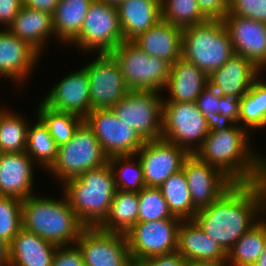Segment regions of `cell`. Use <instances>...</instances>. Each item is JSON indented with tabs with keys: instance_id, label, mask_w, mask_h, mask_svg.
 Here are the masks:
<instances>
[{
	"instance_id": "ac0fdd59",
	"label": "cell",
	"mask_w": 266,
	"mask_h": 266,
	"mask_svg": "<svg viewBox=\"0 0 266 266\" xmlns=\"http://www.w3.org/2000/svg\"><path fill=\"white\" fill-rule=\"evenodd\" d=\"M47 107L85 118L91 111L90 81L84 68L62 78L41 101Z\"/></svg>"
},
{
	"instance_id": "ffe728a7",
	"label": "cell",
	"mask_w": 266,
	"mask_h": 266,
	"mask_svg": "<svg viewBox=\"0 0 266 266\" xmlns=\"http://www.w3.org/2000/svg\"><path fill=\"white\" fill-rule=\"evenodd\" d=\"M260 72L248 59L234 54L221 68L208 75V84L221 96L241 99Z\"/></svg>"
},
{
	"instance_id": "603a6c76",
	"label": "cell",
	"mask_w": 266,
	"mask_h": 266,
	"mask_svg": "<svg viewBox=\"0 0 266 266\" xmlns=\"http://www.w3.org/2000/svg\"><path fill=\"white\" fill-rule=\"evenodd\" d=\"M177 251L188 261L226 262L227 253L206 235L194 220H182L178 229Z\"/></svg>"
},
{
	"instance_id": "52a82bcc",
	"label": "cell",
	"mask_w": 266,
	"mask_h": 266,
	"mask_svg": "<svg viewBox=\"0 0 266 266\" xmlns=\"http://www.w3.org/2000/svg\"><path fill=\"white\" fill-rule=\"evenodd\" d=\"M108 162L94 132L83 122L69 142L58 147L57 157L47 172L61 184Z\"/></svg>"
},
{
	"instance_id": "5b68a950",
	"label": "cell",
	"mask_w": 266,
	"mask_h": 266,
	"mask_svg": "<svg viewBox=\"0 0 266 266\" xmlns=\"http://www.w3.org/2000/svg\"><path fill=\"white\" fill-rule=\"evenodd\" d=\"M234 55L223 20H207L182 29V57L204 73L221 68Z\"/></svg>"
},
{
	"instance_id": "7a4b0ae2",
	"label": "cell",
	"mask_w": 266,
	"mask_h": 266,
	"mask_svg": "<svg viewBox=\"0 0 266 266\" xmlns=\"http://www.w3.org/2000/svg\"><path fill=\"white\" fill-rule=\"evenodd\" d=\"M247 131L236 123L215 122L194 154L234 183L259 182L260 156L251 151L249 135L252 133Z\"/></svg>"
},
{
	"instance_id": "ba28073f",
	"label": "cell",
	"mask_w": 266,
	"mask_h": 266,
	"mask_svg": "<svg viewBox=\"0 0 266 266\" xmlns=\"http://www.w3.org/2000/svg\"><path fill=\"white\" fill-rule=\"evenodd\" d=\"M162 119L161 138L189 154H194L201 147L212 126L195 102L163 101Z\"/></svg>"
},
{
	"instance_id": "836d02e7",
	"label": "cell",
	"mask_w": 266,
	"mask_h": 266,
	"mask_svg": "<svg viewBox=\"0 0 266 266\" xmlns=\"http://www.w3.org/2000/svg\"><path fill=\"white\" fill-rule=\"evenodd\" d=\"M18 113L0 109V152L1 153H21L26 150L27 122Z\"/></svg>"
},
{
	"instance_id": "60d3db41",
	"label": "cell",
	"mask_w": 266,
	"mask_h": 266,
	"mask_svg": "<svg viewBox=\"0 0 266 266\" xmlns=\"http://www.w3.org/2000/svg\"><path fill=\"white\" fill-rule=\"evenodd\" d=\"M195 103L204 118L211 124L220 122V94L213 87L207 84Z\"/></svg>"
},
{
	"instance_id": "f5cc1de1",
	"label": "cell",
	"mask_w": 266,
	"mask_h": 266,
	"mask_svg": "<svg viewBox=\"0 0 266 266\" xmlns=\"http://www.w3.org/2000/svg\"><path fill=\"white\" fill-rule=\"evenodd\" d=\"M98 1L106 3L110 6L118 7L120 4H122L126 0H98Z\"/></svg>"
},
{
	"instance_id": "681fc988",
	"label": "cell",
	"mask_w": 266,
	"mask_h": 266,
	"mask_svg": "<svg viewBox=\"0 0 266 266\" xmlns=\"http://www.w3.org/2000/svg\"><path fill=\"white\" fill-rule=\"evenodd\" d=\"M186 266H227L226 262H214V261H188Z\"/></svg>"
},
{
	"instance_id": "8fae6325",
	"label": "cell",
	"mask_w": 266,
	"mask_h": 266,
	"mask_svg": "<svg viewBox=\"0 0 266 266\" xmlns=\"http://www.w3.org/2000/svg\"><path fill=\"white\" fill-rule=\"evenodd\" d=\"M181 222L179 218H166L135 224L125 234L132 262L176 252Z\"/></svg>"
},
{
	"instance_id": "277c9868",
	"label": "cell",
	"mask_w": 266,
	"mask_h": 266,
	"mask_svg": "<svg viewBox=\"0 0 266 266\" xmlns=\"http://www.w3.org/2000/svg\"><path fill=\"white\" fill-rule=\"evenodd\" d=\"M61 185L62 196L85 227H98L105 220L117 191L108 162Z\"/></svg>"
},
{
	"instance_id": "bcb514c9",
	"label": "cell",
	"mask_w": 266,
	"mask_h": 266,
	"mask_svg": "<svg viewBox=\"0 0 266 266\" xmlns=\"http://www.w3.org/2000/svg\"><path fill=\"white\" fill-rule=\"evenodd\" d=\"M21 8H22V0H0L1 26L3 24L7 29Z\"/></svg>"
},
{
	"instance_id": "c3c4849f",
	"label": "cell",
	"mask_w": 266,
	"mask_h": 266,
	"mask_svg": "<svg viewBox=\"0 0 266 266\" xmlns=\"http://www.w3.org/2000/svg\"><path fill=\"white\" fill-rule=\"evenodd\" d=\"M0 266H9V245L0 239Z\"/></svg>"
},
{
	"instance_id": "b9f144b4",
	"label": "cell",
	"mask_w": 266,
	"mask_h": 266,
	"mask_svg": "<svg viewBox=\"0 0 266 266\" xmlns=\"http://www.w3.org/2000/svg\"><path fill=\"white\" fill-rule=\"evenodd\" d=\"M52 266H85L83 254L76 244L58 246L52 260Z\"/></svg>"
},
{
	"instance_id": "e575fe53",
	"label": "cell",
	"mask_w": 266,
	"mask_h": 266,
	"mask_svg": "<svg viewBox=\"0 0 266 266\" xmlns=\"http://www.w3.org/2000/svg\"><path fill=\"white\" fill-rule=\"evenodd\" d=\"M36 122L33 126H28L25 152L37 165L48 170L56 160L58 146L38 117Z\"/></svg>"
},
{
	"instance_id": "44dd1931",
	"label": "cell",
	"mask_w": 266,
	"mask_h": 266,
	"mask_svg": "<svg viewBox=\"0 0 266 266\" xmlns=\"http://www.w3.org/2000/svg\"><path fill=\"white\" fill-rule=\"evenodd\" d=\"M35 162L24 151L1 153L0 155V196L24 200L34 195Z\"/></svg>"
},
{
	"instance_id": "f1b7e54d",
	"label": "cell",
	"mask_w": 266,
	"mask_h": 266,
	"mask_svg": "<svg viewBox=\"0 0 266 266\" xmlns=\"http://www.w3.org/2000/svg\"><path fill=\"white\" fill-rule=\"evenodd\" d=\"M138 211V193L117 190L107 217L98 228L107 232L126 234L138 223Z\"/></svg>"
},
{
	"instance_id": "30bf717a",
	"label": "cell",
	"mask_w": 266,
	"mask_h": 266,
	"mask_svg": "<svg viewBox=\"0 0 266 266\" xmlns=\"http://www.w3.org/2000/svg\"><path fill=\"white\" fill-rule=\"evenodd\" d=\"M124 41L117 7L94 0L86 14L79 35L70 43L80 51L111 53Z\"/></svg>"
},
{
	"instance_id": "6da1fadb",
	"label": "cell",
	"mask_w": 266,
	"mask_h": 266,
	"mask_svg": "<svg viewBox=\"0 0 266 266\" xmlns=\"http://www.w3.org/2000/svg\"><path fill=\"white\" fill-rule=\"evenodd\" d=\"M261 213L266 214V185L235 183L210 206L199 209L193 220L228 253L260 221Z\"/></svg>"
},
{
	"instance_id": "7dc6e473",
	"label": "cell",
	"mask_w": 266,
	"mask_h": 266,
	"mask_svg": "<svg viewBox=\"0 0 266 266\" xmlns=\"http://www.w3.org/2000/svg\"><path fill=\"white\" fill-rule=\"evenodd\" d=\"M60 0H22V6L54 14Z\"/></svg>"
},
{
	"instance_id": "8992f818",
	"label": "cell",
	"mask_w": 266,
	"mask_h": 266,
	"mask_svg": "<svg viewBox=\"0 0 266 266\" xmlns=\"http://www.w3.org/2000/svg\"><path fill=\"white\" fill-rule=\"evenodd\" d=\"M111 54L117 60L129 90L162 92L170 75V63L150 56L133 41H123Z\"/></svg>"
},
{
	"instance_id": "1f68e13d",
	"label": "cell",
	"mask_w": 266,
	"mask_h": 266,
	"mask_svg": "<svg viewBox=\"0 0 266 266\" xmlns=\"http://www.w3.org/2000/svg\"><path fill=\"white\" fill-rule=\"evenodd\" d=\"M257 77L240 101L238 125L248 131L266 126V82Z\"/></svg>"
},
{
	"instance_id": "7c38bea8",
	"label": "cell",
	"mask_w": 266,
	"mask_h": 266,
	"mask_svg": "<svg viewBox=\"0 0 266 266\" xmlns=\"http://www.w3.org/2000/svg\"><path fill=\"white\" fill-rule=\"evenodd\" d=\"M84 122L94 132L104 154L113 156L135 155L145 141L111 109H93Z\"/></svg>"
},
{
	"instance_id": "74e56055",
	"label": "cell",
	"mask_w": 266,
	"mask_h": 266,
	"mask_svg": "<svg viewBox=\"0 0 266 266\" xmlns=\"http://www.w3.org/2000/svg\"><path fill=\"white\" fill-rule=\"evenodd\" d=\"M138 222L177 218L172 215L160 188L144 187L138 192Z\"/></svg>"
},
{
	"instance_id": "4316f807",
	"label": "cell",
	"mask_w": 266,
	"mask_h": 266,
	"mask_svg": "<svg viewBox=\"0 0 266 266\" xmlns=\"http://www.w3.org/2000/svg\"><path fill=\"white\" fill-rule=\"evenodd\" d=\"M19 39L29 43L42 54L47 38L55 36L52 15L45 11L22 6L7 28Z\"/></svg>"
},
{
	"instance_id": "d6986e66",
	"label": "cell",
	"mask_w": 266,
	"mask_h": 266,
	"mask_svg": "<svg viewBox=\"0 0 266 266\" xmlns=\"http://www.w3.org/2000/svg\"><path fill=\"white\" fill-rule=\"evenodd\" d=\"M39 58L41 54L29 43L19 39L5 27L0 30L1 77L9 78L20 86L32 74Z\"/></svg>"
},
{
	"instance_id": "f35d334b",
	"label": "cell",
	"mask_w": 266,
	"mask_h": 266,
	"mask_svg": "<svg viewBox=\"0 0 266 266\" xmlns=\"http://www.w3.org/2000/svg\"><path fill=\"white\" fill-rule=\"evenodd\" d=\"M22 200L0 196V239L8 245L23 228Z\"/></svg>"
},
{
	"instance_id": "816d5d0a",
	"label": "cell",
	"mask_w": 266,
	"mask_h": 266,
	"mask_svg": "<svg viewBox=\"0 0 266 266\" xmlns=\"http://www.w3.org/2000/svg\"><path fill=\"white\" fill-rule=\"evenodd\" d=\"M252 266H266V245L263 250V253Z\"/></svg>"
},
{
	"instance_id": "db71d44e",
	"label": "cell",
	"mask_w": 266,
	"mask_h": 266,
	"mask_svg": "<svg viewBox=\"0 0 266 266\" xmlns=\"http://www.w3.org/2000/svg\"><path fill=\"white\" fill-rule=\"evenodd\" d=\"M130 266H139L137 263H132Z\"/></svg>"
},
{
	"instance_id": "f6af8a7d",
	"label": "cell",
	"mask_w": 266,
	"mask_h": 266,
	"mask_svg": "<svg viewBox=\"0 0 266 266\" xmlns=\"http://www.w3.org/2000/svg\"><path fill=\"white\" fill-rule=\"evenodd\" d=\"M187 260L176 251L171 254L149 257L137 262L139 266H186Z\"/></svg>"
},
{
	"instance_id": "f907efd6",
	"label": "cell",
	"mask_w": 266,
	"mask_h": 266,
	"mask_svg": "<svg viewBox=\"0 0 266 266\" xmlns=\"http://www.w3.org/2000/svg\"><path fill=\"white\" fill-rule=\"evenodd\" d=\"M260 181L266 185V157L260 158Z\"/></svg>"
},
{
	"instance_id": "cb8c5ba5",
	"label": "cell",
	"mask_w": 266,
	"mask_h": 266,
	"mask_svg": "<svg viewBox=\"0 0 266 266\" xmlns=\"http://www.w3.org/2000/svg\"><path fill=\"white\" fill-rule=\"evenodd\" d=\"M133 42L150 56L164 59L170 64L182 57V29L163 20Z\"/></svg>"
},
{
	"instance_id": "8d00e7d4",
	"label": "cell",
	"mask_w": 266,
	"mask_h": 266,
	"mask_svg": "<svg viewBox=\"0 0 266 266\" xmlns=\"http://www.w3.org/2000/svg\"><path fill=\"white\" fill-rule=\"evenodd\" d=\"M161 20L184 29L208 19L200 11L197 0H161Z\"/></svg>"
},
{
	"instance_id": "5bb4252c",
	"label": "cell",
	"mask_w": 266,
	"mask_h": 266,
	"mask_svg": "<svg viewBox=\"0 0 266 266\" xmlns=\"http://www.w3.org/2000/svg\"><path fill=\"white\" fill-rule=\"evenodd\" d=\"M83 254L85 266H130L125 234L85 227L75 243Z\"/></svg>"
},
{
	"instance_id": "484cf974",
	"label": "cell",
	"mask_w": 266,
	"mask_h": 266,
	"mask_svg": "<svg viewBox=\"0 0 266 266\" xmlns=\"http://www.w3.org/2000/svg\"><path fill=\"white\" fill-rule=\"evenodd\" d=\"M57 247L22 228L9 244V266H52Z\"/></svg>"
},
{
	"instance_id": "ee69618b",
	"label": "cell",
	"mask_w": 266,
	"mask_h": 266,
	"mask_svg": "<svg viewBox=\"0 0 266 266\" xmlns=\"http://www.w3.org/2000/svg\"><path fill=\"white\" fill-rule=\"evenodd\" d=\"M240 101L235 97H227L220 95V122L238 124L240 116Z\"/></svg>"
},
{
	"instance_id": "83f0119b",
	"label": "cell",
	"mask_w": 266,
	"mask_h": 266,
	"mask_svg": "<svg viewBox=\"0 0 266 266\" xmlns=\"http://www.w3.org/2000/svg\"><path fill=\"white\" fill-rule=\"evenodd\" d=\"M94 0H60L53 18L55 37L65 45L71 43L80 33L90 4Z\"/></svg>"
},
{
	"instance_id": "7bdbcfd3",
	"label": "cell",
	"mask_w": 266,
	"mask_h": 266,
	"mask_svg": "<svg viewBox=\"0 0 266 266\" xmlns=\"http://www.w3.org/2000/svg\"><path fill=\"white\" fill-rule=\"evenodd\" d=\"M198 7L208 20H223L228 14L229 0H197Z\"/></svg>"
},
{
	"instance_id": "9a60e30c",
	"label": "cell",
	"mask_w": 266,
	"mask_h": 266,
	"mask_svg": "<svg viewBox=\"0 0 266 266\" xmlns=\"http://www.w3.org/2000/svg\"><path fill=\"white\" fill-rule=\"evenodd\" d=\"M135 155L140 160L146 187L160 188L172 174L182 169L190 154L176 144L160 138L146 141Z\"/></svg>"
},
{
	"instance_id": "d590c367",
	"label": "cell",
	"mask_w": 266,
	"mask_h": 266,
	"mask_svg": "<svg viewBox=\"0 0 266 266\" xmlns=\"http://www.w3.org/2000/svg\"><path fill=\"white\" fill-rule=\"evenodd\" d=\"M108 163L117 190L138 193L146 187L143 169L137 155L113 156L108 158Z\"/></svg>"
},
{
	"instance_id": "4fadbf2b",
	"label": "cell",
	"mask_w": 266,
	"mask_h": 266,
	"mask_svg": "<svg viewBox=\"0 0 266 266\" xmlns=\"http://www.w3.org/2000/svg\"><path fill=\"white\" fill-rule=\"evenodd\" d=\"M94 59L83 67L90 81L91 108L110 109L130 90L117 60L111 53H100Z\"/></svg>"
},
{
	"instance_id": "4dcf8cb0",
	"label": "cell",
	"mask_w": 266,
	"mask_h": 266,
	"mask_svg": "<svg viewBox=\"0 0 266 266\" xmlns=\"http://www.w3.org/2000/svg\"><path fill=\"white\" fill-rule=\"evenodd\" d=\"M163 197L173 216L193 220L198 209L193 205L183 169L172 174L161 186Z\"/></svg>"
},
{
	"instance_id": "d4e9b609",
	"label": "cell",
	"mask_w": 266,
	"mask_h": 266,
	"mask_svg": "<svg viewBox=\"0 0 266 266\" xmlns=\"http://www.w3.org/2000/svg\"><path fill=\"white\" fill-rule=\"evenodd\" d=\"M117 11L124 41H133L161 20V0H126Z\"/></svg>"
},
{
	"instance_id": "d6a6232c",
	"label": "cell",
	"mask_w": 266,
	"mask_h": 266,
	"mask_svg": "<svg viewBox=\"0 0 266 266\" xmlns=\"http://www.w3.org/2000/svg\"><path fill=\"white\" fill-rule=\"evenodd\" d=\"M38 106L37 117L48 128L58 147L69 142L76 130L84 122V118L77 114L56 111L42 102Z\"/></svg>"
},
{
	"instance_id": "ab89813d",
	"label": "cell",
	"mask_w": 266,
	"mask_h": 266,
	"mask_svg": "<svg viewBox=\"0 0 266 266\" xmlns=\"http://www.w3.org/2000/svg\"><path fill=\"white\" fill-rule=\"evenodd\" d=\"M228 14L266 23V0H229Z\"/></svg>"
},
{
	"instance_id": "3957f363",
	"label": "cell",
	"mask_w": 266,
	"mask_h": 266,
	"mask_svg": "<svg viewBox=\"0 0 266 266\" xmlns=\"http://www.w3.org/2000/svg\"><path fill=\"white\" fill-rule=\"evenodd\" d=\"M22 219L25 230L57 246H72L85 228L65 196H29L22 201Z\"/></svg>"
},
{
	"instance_id": "2e32d148",
	"label": "cell",
	"mask_w": 266,
	"mask_h": 266,
	"mask_svg": "<svg viewBox=\"0 0 266 266\" xmlns=\"http://www.w3.org/2000/svg\"><path fill=\"white\" fill-rule=\"evenodd\" d=\"M182 169L191 200L198 210L210 206L235 184L218 168L203 162L195 154L185 159Z\"/></svg>"
},
{
	"instance_id": "f546056e",
	"label": "cell",
	"mask_w": 266,
	"mask_h": 266,
	"mask_svg": "<svg viewBox=\"0 0 266 266\" xmlns=\"http://www.w3.org/2000/svg\"><path fill=\"white\" fill-rule=\"evenodd\" d=\"M266 245V220L262 219L246 232L228 251L227 266H252ZM228 262V263H227Z\"/></svg>"
},
{
	"instance_id": "9c48e42d",
	"label": "cell",
	"mask_w": 266,
	"mask_h": 266,
	"mask_svg": "<svg viewBox=\"0 0 266 266\" xmlns=\"http://www.w3.org/2000/svg\"><path fill=\"white\" fill-rule=\"evenodd\" d=\"M161 92L130 90L110 109L146 142L162 137L163 97Z\"/></svg>"
},
{
	"instance_id": "e0dca14e",
	"label": "cell",
	"mask_w": 266,
	"mask_h": 266,
	"mask_svg": "<svg viewBox=\"0 0 266 266\" xmlns=\"http://www.w3.org/2000/svg\"><path fill=\"white\" fill-rule=\"evenodd\" d=\"M223 21L234 54L243 56L263 71L266 68V23L229 14Z\"/></svg>"
},
{
	"instance_id": "7402d4cb",
	"label": "cell",
	"mask_w": 266,
	"mask_h": 266,
	"mask_svg": "<svg viewBox=\"0 0 266 266\" xmlns=\"http://www.w3.org/2000/svg\"><path fill=\"white\" fill-rule=\"evenodd\" d=\"M208 84V75L183 57L170 64V75L164 90L168 102H195Z\"/></svg>"
}]
</instances>
